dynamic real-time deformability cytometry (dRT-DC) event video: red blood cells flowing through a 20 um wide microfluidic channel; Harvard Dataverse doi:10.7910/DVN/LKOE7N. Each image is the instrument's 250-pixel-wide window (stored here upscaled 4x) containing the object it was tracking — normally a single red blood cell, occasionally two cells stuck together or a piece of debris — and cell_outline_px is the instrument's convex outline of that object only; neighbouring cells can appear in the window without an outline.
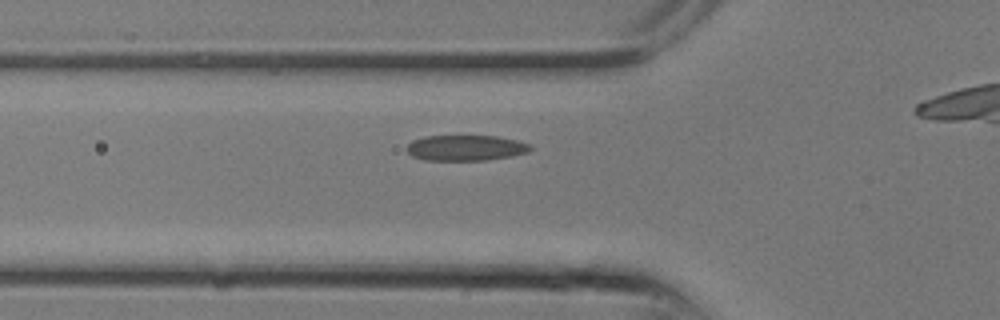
{"species": "common noctule bat (a hibernating species)", "species_latin": "Nyctalus noctula", "temperature_condition": "room temperature", "stored_images_in_passage": 9, "camera_frame_rate_fps": 3000, "um_per_image_px": 0.085, "animal": {"sex": "male", "body_mass_g": 13.3}, "frame": {"image": 1, "passage_image": 6, "time_ms": 1.667, "image_size_px": [1000, 320], "cell_outline_px": [[532, 148], [528, 152], [512, 156], [484, 160], [424, 160], [412, 156], [404, 148], [412, 140], [424, 136], [496, 136], [516, 140], [528, 144]], "centroid_in_image_um": [39.54, 12.57], "position_along_channel_um": 86.3, "area_um2": 18.44}}
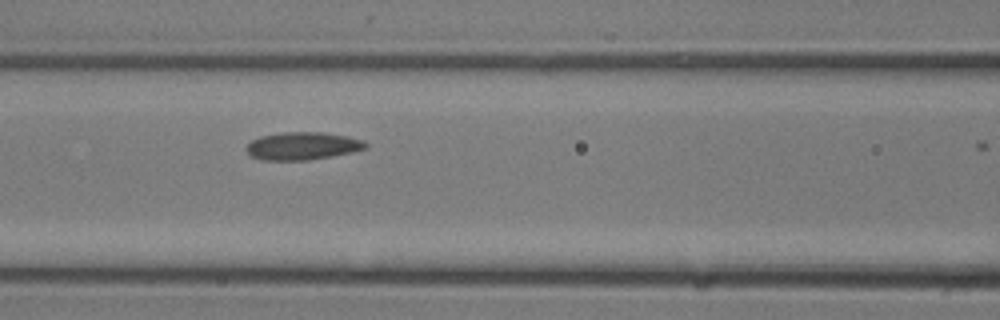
{"frame": {"image": 2, "passage_image": 8, "time_ms": 2.333, "image_size_px": [1000, 320], "cell_outline_px": [[368, 148], [352, 152], [332, 156], [308, 160], [260, 160], [252, 156], [244, 148], [252, 140], [260, 136], [284, 132], [320, 132], [348, 136], [364, 140], [368, 144]], "centroid_in_image_um": [25.73, 12.4], "position_along_channel_um": 140.9, "area_um2": 19.36}}